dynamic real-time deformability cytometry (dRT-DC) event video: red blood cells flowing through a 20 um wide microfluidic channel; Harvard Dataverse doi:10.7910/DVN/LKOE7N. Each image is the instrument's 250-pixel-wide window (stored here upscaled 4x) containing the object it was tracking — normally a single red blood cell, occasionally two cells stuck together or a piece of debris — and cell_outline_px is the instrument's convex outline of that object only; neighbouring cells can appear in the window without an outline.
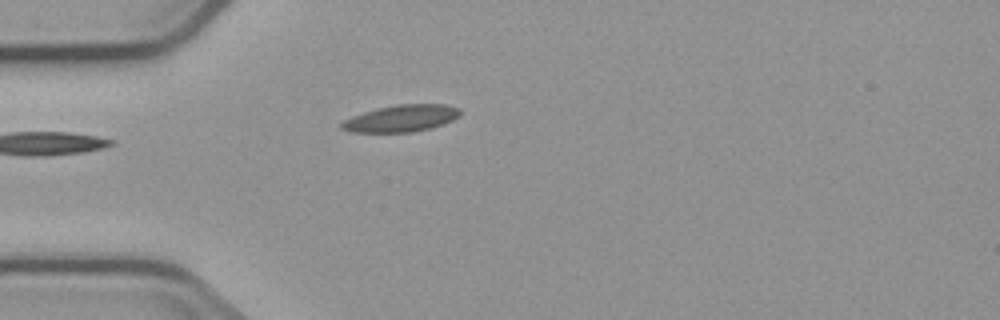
{"species": "common noctule bat (a hibernating species)", "species_latin": "Nyctalus noctula", "temperature_condition": "cold", "stored_images_in_passage": 2, "camera_frame_rate_fps": 3000, "um_per_image_px": 0.085, "animal": {"sex": "male", "body_mass_g": 23.1, "forearm_length_mm": 52.7}, "frame": {"image": 1, "passage_image": 1, "time_ms": 0.0, "image_size_px": [1000, 320], "cell_outline_px": [[460, 116], [452, 120], [428, 128], [412, 132], [352, 132], [340, 128], [340, 124], [344, 120], [352, 116], [376, 108], [396, 104], [444, 104], [460, 108]], "centroid_in_image_um": [34.08, 10.05], "position_along_channel_um": 50.9, "area_um2": 18.44}}